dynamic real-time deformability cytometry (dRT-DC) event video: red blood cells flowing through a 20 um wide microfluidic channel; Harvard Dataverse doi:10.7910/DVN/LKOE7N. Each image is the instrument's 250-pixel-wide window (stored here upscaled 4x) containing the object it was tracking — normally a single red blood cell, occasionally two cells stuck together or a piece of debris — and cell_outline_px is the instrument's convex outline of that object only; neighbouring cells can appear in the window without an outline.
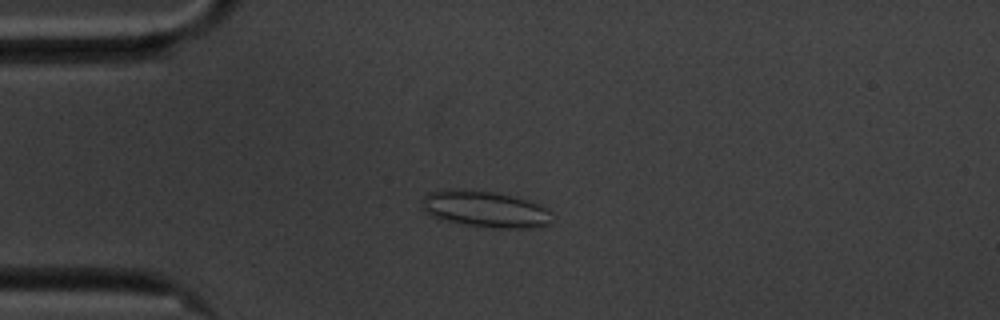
{"species": "common noctule bat (a hibernating species)", "species_latin": "Nyctalus noctula", "temperature_condition": "cold", "stored_images_in_passage": 56, "camera_frame_rate_fps": 3000, "um_per_image_px": 0.085, "animal": {"sex": "male", "body_mass_g": 20.1, "forearm_length_mm": 53.5}, "frame": {"image": 1, "passage_image": 13, "time_ms": 4.0, "image_size_px": [1000, 320], "cell_outline_px": [[548, 224], [532, 228], [492, 228], [464, 224], [440, 220], [424, 212], [420, 208], [424, 196], [428, 192], [452, 188], [456, 188], [492, 192], [512, 196], [548, 208]], "centroid_in_image_um": [41.11, 17.77], "position_along_channel_um": 43.9, "area_um2": 27.46}}
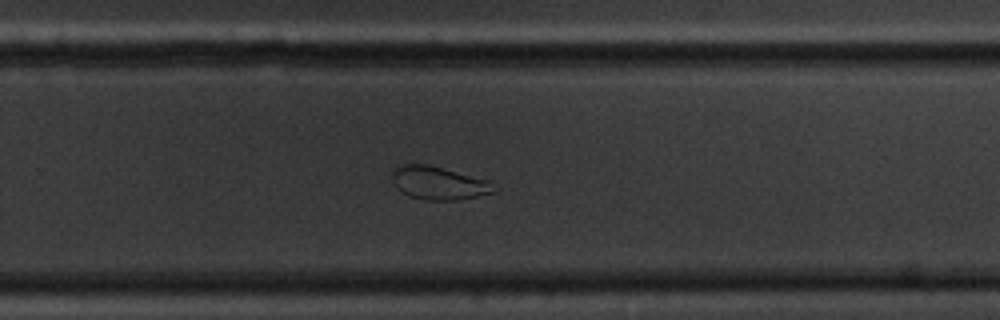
{"frame": {"image": 2, "passage_image": 36, "time_ms": 11.667, "image_size_px": [1000, 320], "cell_outline_px": [[500, 188], [496, 192], [456, 200], [424, 200], [408, 196], [396, 188], [392, 180], [392, 168], [396, 164], [428, 164], [488, 180]], "centroid_in_image_um": [37.27, 15.55], "position_along_channel_um": 292.5, "area_um2": 20.0}}
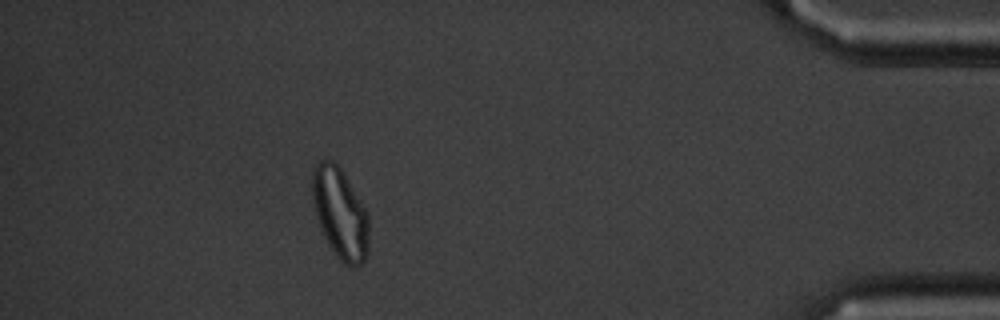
{"frame": {"image": 3, "passage_image": 50, "time_ms": 16.333, "image_size_px": [1000, 320], "cell_outline_px": [[368, 252], [364, 260], [360, 264], [352, 268], [344, 264], [340, 260], [328, 244], [324, 236], [316, 216], [312, 204], [312, 172], [316, 164], [320, 160], [332, 160], [340, 168], [364, 208], [368, 216]], "centroid_in_image_um": [28.89, 18.16], "position_along_channel_um": 406.3, "area_um2": 29.59}, "authors_computed_cell_mechanics": {"area_um2": 26.3568, "velocity_mm_per_s": 3.506, "shape_relaxation_time_tau1_ms": null, "shape_relaxation_time_tau2_ms": 1.8131, "deformation_change_tau1": null, "deformation_change_tau2": 0.0743}}